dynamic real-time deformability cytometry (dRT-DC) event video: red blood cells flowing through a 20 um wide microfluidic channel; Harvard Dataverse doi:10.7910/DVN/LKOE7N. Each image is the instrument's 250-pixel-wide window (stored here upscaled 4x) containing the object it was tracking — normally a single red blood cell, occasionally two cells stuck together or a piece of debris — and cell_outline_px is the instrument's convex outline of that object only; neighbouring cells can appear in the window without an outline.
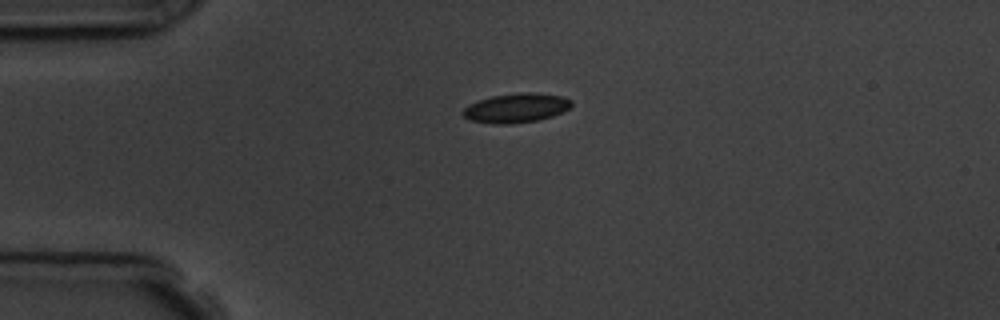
{"species": "common noctule bat (a hibernating species)", "species_latin": "Nyctalus noctula", "temperature_condition": "room temperature", "stored_images_in_passage": 2, "camera_frame_rate_fps": 3000, "um_per_image_px": 0.085, "animal": {"sex": "male", "body_mass_g": 19.5, "forearm_length_mm": 54.6}, "frame": {"image": 1, "passage_image": 1, "time_ms": 0.0, "image_size_px": [1000, 320], "cell_outline_px": [[572, 104], [568, 108], [552, 116], [536, 120], [508, 124], [496, 124], [472, 120], [464, 116], [460, 112], [468, 104], [492, 96], [520, 92], [536, 92], [564, 96], [572, 100]], "centroid_in_image_um": [43.88, 9.16], "position_along_channel_um": 41.1, "area_um2": 18.44}}